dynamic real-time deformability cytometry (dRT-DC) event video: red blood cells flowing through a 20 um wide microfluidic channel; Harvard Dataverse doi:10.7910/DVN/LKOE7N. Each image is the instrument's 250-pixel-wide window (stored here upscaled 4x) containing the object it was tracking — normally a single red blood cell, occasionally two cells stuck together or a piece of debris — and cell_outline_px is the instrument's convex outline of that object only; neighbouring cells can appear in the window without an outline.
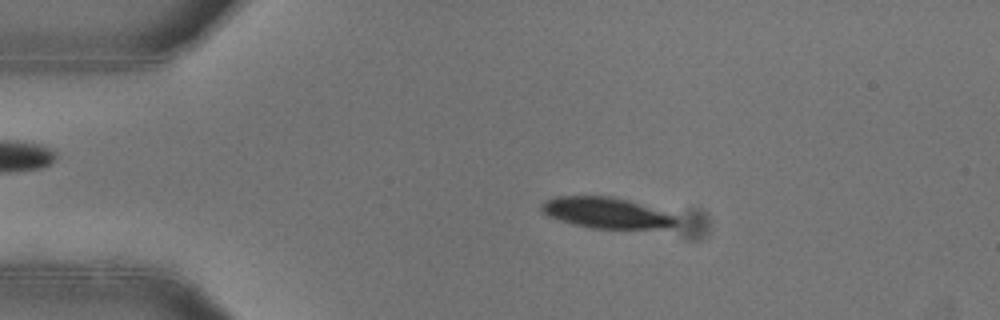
{"species": "common noctule bat (a hibernating species)", "species_latin": "Nyctalus noctula", "temperature_condition": "warm", "stored_images_in_passage": 49, "camera_frame_rate_fps": 3000, "um_per_image_px": 0.085, "animal": {"sex": "female"}, "frame": {"image": 1, "passage_image": 8, "time_ms": 2.333, "image_size_px": [1000, 320], "cell_outline_px": [[676, 224], [668, 228], [592, 228], [560, 220], [548, 216], [540, 208], [540, 204], [544, 200], [556, 196], [612, 196], [628, 200], [668, 212], [676, 216]], "centroid_in_image_um": [51.53, 18.07], "position_along_channel_um": 33.5, "area_um2": 24.1}}
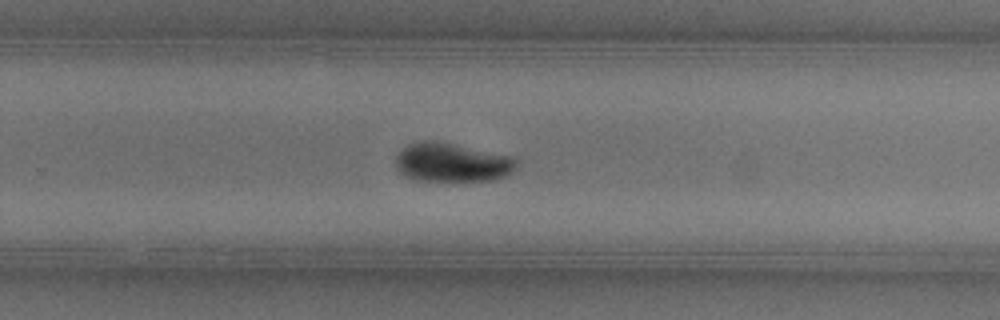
{"frame": {"image": 2, "passage_image": 31, "time_ms": 10.0, "image_size_px": [1000, 320], "cell_outline_px": [[516, 168], [508, 176], [496, 180], [416, 180], [404, 176], [396, 168], [396, 156], [408, 144], [420, 140], [436, 140], [516, 156]], "centroid_in_image_um": [38.46, 13.79], "position_along_channel_um": 291.3, "area_um2": 27.74}}
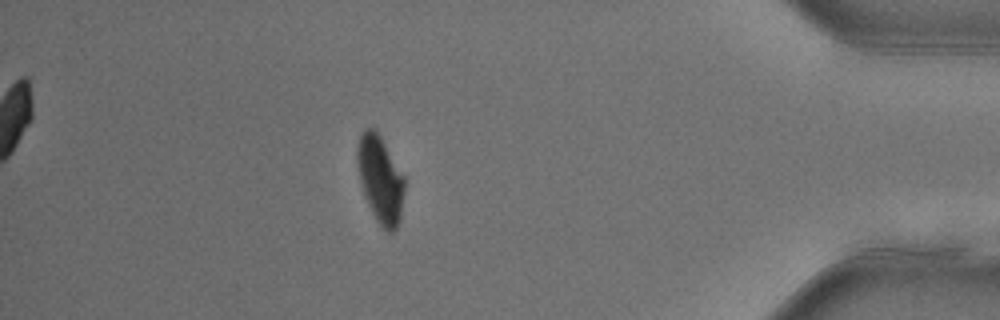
{"frame": {"image": 3, "passage_image": 43, "time_ms": 14.0, "image_size_px": [1000, 320], "cell_outline_px": [[404, 192], [400, 220], [396, 228], [392, 232], [388, 232], [376, 220], [364, 196], [360, 184], [356, 160], [356, 148], [360, 136], [368, 128], [376, 128], [404, 176]], "centroid_in_image_um": [32.31, 15.23], "position_along_channel_um": 402.9, "area_um2": 23.99}, "authors_computed_cell_mechanics": {"area_um2": 26.299, "velocity_mm_per_s": 3.9463, "shape_relaxation_time_tau1_ms": 3.1212, "shape_relaxation_time_tau2_ms": null, "deformation_change_tau1": 0.1497, "deformation_change_tau2": null}}